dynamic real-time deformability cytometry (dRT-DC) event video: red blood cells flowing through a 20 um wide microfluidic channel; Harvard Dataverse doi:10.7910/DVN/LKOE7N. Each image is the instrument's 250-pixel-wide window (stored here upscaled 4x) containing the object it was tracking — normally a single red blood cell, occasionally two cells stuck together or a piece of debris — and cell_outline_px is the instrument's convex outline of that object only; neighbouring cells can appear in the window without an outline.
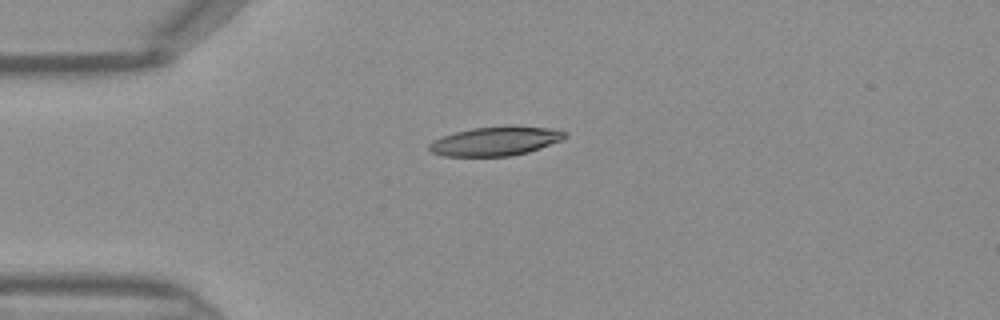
{"species": "Egyptian fruit bat (a non-hibernating species)", "species_latin": "Rousettus aegyptiacus", "temperature_condition": "warm", "stored_images_in_passage": 35, "camera_frame_rate_fps": 3000, "um_per_image_px": 0.085, "frame": {"image": 1, "passage_image": 1, "time_ms": 0.0, "image_size_px": [1000, 320], "cell_outline_px": [[568, 136], [564, 140], [528, 152], [512, 156], [444, 156], [432, 152], [428, 148], [428, 144], [432, 140], [456, 132], [472, 128], [548, 128], [564, 132]], "centroid_in_image_um": [42.08, 12.04], "position_along_channel_um": 42.9, "area_um2": 22.2}}
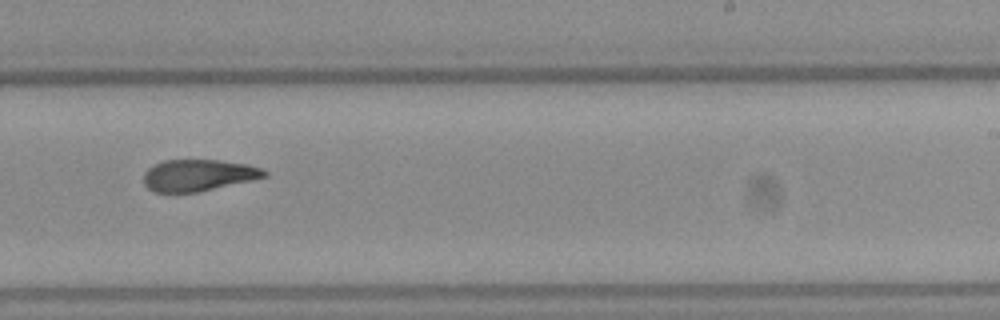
{"frame": {"image": 2, "passage_image": 18, "time_ms": 5.667, "image_size_px": [1000, 320], "cell_outline_px": [[268, 176], [252, 180], [200, 192], [156, 192], [148, 188], [144, 184], [144, 172], [148, 168], [164, 160], [220, 160], [248, 164], [260, 168], [268, 172]], "centroid_in_image_um": [16.87, 14.89], "position_along_channel_um": 272.1, "area_um2": 22.25}}
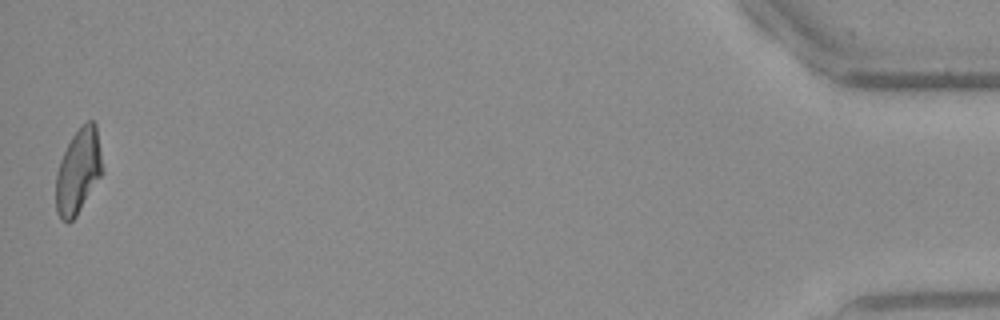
{"frame": {"image": 3, "passage_image": 35, "time_ms": 11.333, "image_size_px": [1000, 320], "cell_outline_px": [[104, 172], [76, 216], [68, 224], [60, 220], [56, 212], [56, 172], [60, 160], [72, 136], [88, 120], [92, 120], [96, 124]], "centroid_in_image_um": [6.65, 14.6], "position_along_channel_um": 428.5, "area_um2": 23.06}}